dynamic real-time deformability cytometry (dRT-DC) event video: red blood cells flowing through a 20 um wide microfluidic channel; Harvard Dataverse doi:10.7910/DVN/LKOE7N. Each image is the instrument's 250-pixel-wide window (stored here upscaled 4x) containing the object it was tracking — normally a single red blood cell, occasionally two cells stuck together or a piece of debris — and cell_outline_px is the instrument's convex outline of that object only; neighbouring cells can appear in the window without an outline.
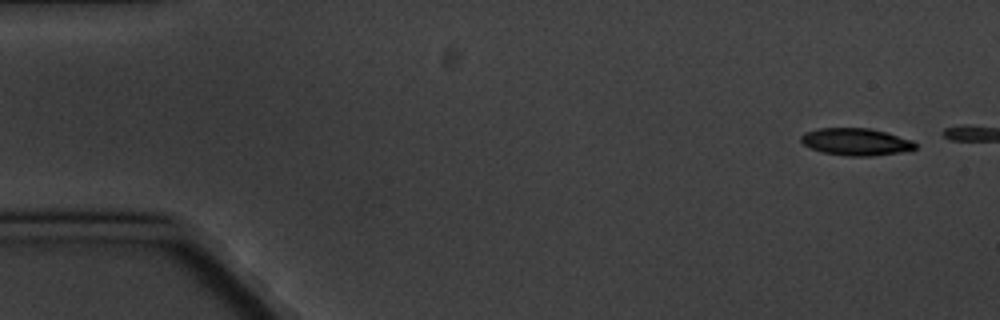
{"species": "common noctule bat (a hibernating species)", "species_latin": "Nyctalus noctula", "temperature_condition": "cold", "stored_images_in_passage": 2, "camera_frame_rate_fps": 3000, "um_per_image_px": 0.085, "animal": {"sex": "male", "body_mass_g": 20.1, "forearm_length_mm": 53.5}, "frame": {"image": 1, "passage_image": 1, "time_ms": 0.0, "image_size_px": [1000, 320], "cell_outline_px": [[916, 148], [912, 152], [872, 156], [848, 156], [820, 152], [804, 144], [800, 140], [800, 136], [804, 132], [820, 128], [868, 128], [888, 132], [912, 140], [916, 144]], "centroid_in_image_um": [72.82, 12.06], "position_along_channel_um": 12.2, "area_um2": 18.5}}